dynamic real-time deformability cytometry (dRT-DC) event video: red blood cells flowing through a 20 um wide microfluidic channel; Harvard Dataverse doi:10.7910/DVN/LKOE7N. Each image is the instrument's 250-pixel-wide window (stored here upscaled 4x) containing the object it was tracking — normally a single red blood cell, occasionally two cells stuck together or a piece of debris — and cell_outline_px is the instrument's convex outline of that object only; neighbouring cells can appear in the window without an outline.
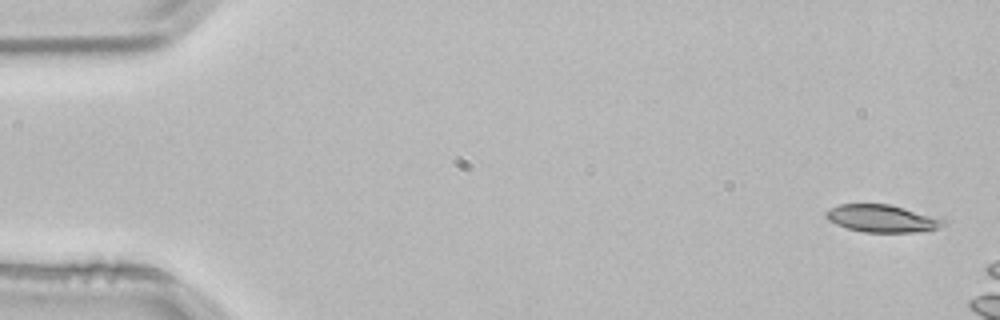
{"species": "common noctule bat (a hibernating species)", "species_latin": "Nyctalus noctula", "temperature_condition": "room temperature", "stored_images_in_passage": 3, "camera_frame_rate_fps": 3000, "um_per_image_px": 0.085, "animal": {"sex": "male", "body_mass_g": 21.5, "forearm_length_mm": 52.0}, "frame": {"image": 1, "passage_image": 1, "time_ms": 0.0, "image_size_px": [1000, 320], "cell_outline_px": [[948, 224], [936, 228], [912, 232], [864, 232], [848, 228], [836, 224], [828, 220], [824, 216], [824, 212], [828, 208], [840, 204], [888, 204], [944, 220]], "centroid_in_image_um": [74.86, 18.57], "position_along_channel_um": 10.1, "area_um2": 18.38}}